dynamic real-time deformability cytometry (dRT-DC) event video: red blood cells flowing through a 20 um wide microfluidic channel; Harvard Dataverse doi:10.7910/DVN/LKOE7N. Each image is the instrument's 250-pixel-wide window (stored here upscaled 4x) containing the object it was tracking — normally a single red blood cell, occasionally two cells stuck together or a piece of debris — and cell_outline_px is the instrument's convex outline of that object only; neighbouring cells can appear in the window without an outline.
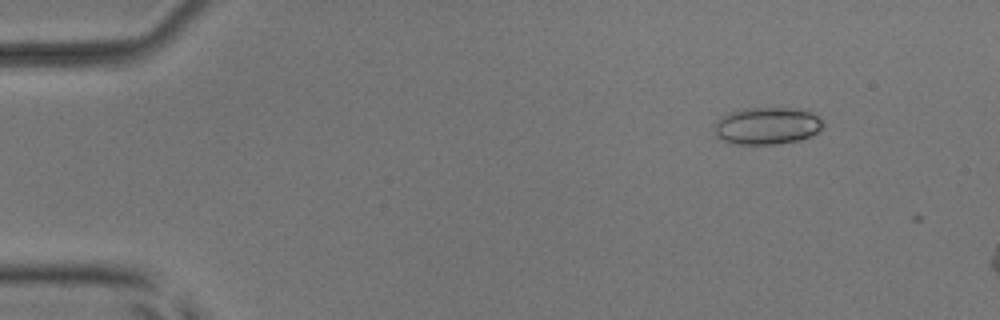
{"species": "common noctule bat (a hibernating species)", "species_latin": "Nyctalus noctula", "temperature_condition": "room temperature", "stored_images_in_passage": 4, "camera_frame_rate_fps": 3000, "um_per_image_px": 0.085, "animal": {"sex": "male", "body_mass_g": 17.9, "forearm_length_mm": 54.2}, "frame": {"image": 1, "passage_image": 2, "time_ms": 0.333, "image_size_px": [1000, 320], "cell_outline_px": [[820, 128], [816, 132], [800, 140], [776, 144], [732, 144], [716, 136], [716, 120], [720, 116], [744, 108], [800, 108], [812, 112], [820, 116]], "centroid_in_image_um": [65.18, 10.68], "position_along_channel_um": 19.8, "area_um2": 23.41}}